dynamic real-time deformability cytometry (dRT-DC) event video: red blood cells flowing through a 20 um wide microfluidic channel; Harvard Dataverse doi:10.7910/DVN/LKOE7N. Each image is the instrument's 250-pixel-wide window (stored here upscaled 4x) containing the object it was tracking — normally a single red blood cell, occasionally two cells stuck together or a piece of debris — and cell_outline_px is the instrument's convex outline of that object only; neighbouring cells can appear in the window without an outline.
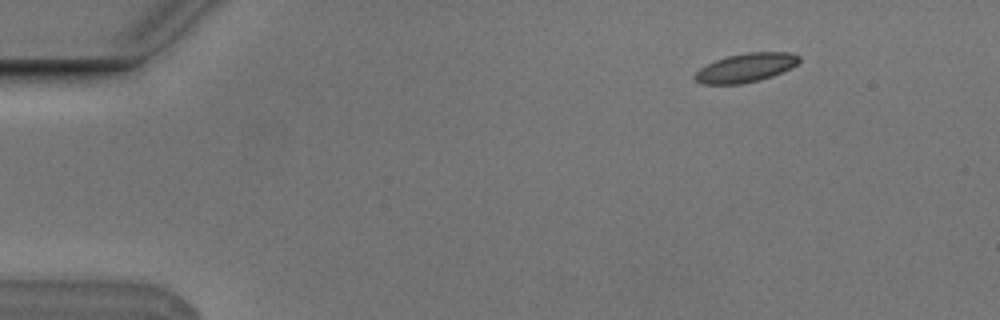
{"species": "Egyptian fruit bat (a non-hibernating species)", "species_latin": "Rousettus aegyptiacus", "temperature_condition": "cold", "stored_images_in_passage": 6, "segment_of_instrument_passage": [1, 2], "camera_frame_rate_fps": 3000, "um_per_image_px": 0.085, "animal": {"sex": "male"}, "frame": {"image": 1, "passage_image": 2, "time_ms": 0.333, "image_size_px": [1000, 320], "cell_outline_px": [[800, 60], [796, 64], [772, 76], [760, 80], [740, 84], [704, 84], [696, 80], [692, 76], [700, 68], [716, 60], [728, 56], [748, 52], [792, 52], [800, 56]], "centroid_in_image_um": [63.38, 5.75], "position_along_channel_um": 21.6, "area_um2": 17.34}}